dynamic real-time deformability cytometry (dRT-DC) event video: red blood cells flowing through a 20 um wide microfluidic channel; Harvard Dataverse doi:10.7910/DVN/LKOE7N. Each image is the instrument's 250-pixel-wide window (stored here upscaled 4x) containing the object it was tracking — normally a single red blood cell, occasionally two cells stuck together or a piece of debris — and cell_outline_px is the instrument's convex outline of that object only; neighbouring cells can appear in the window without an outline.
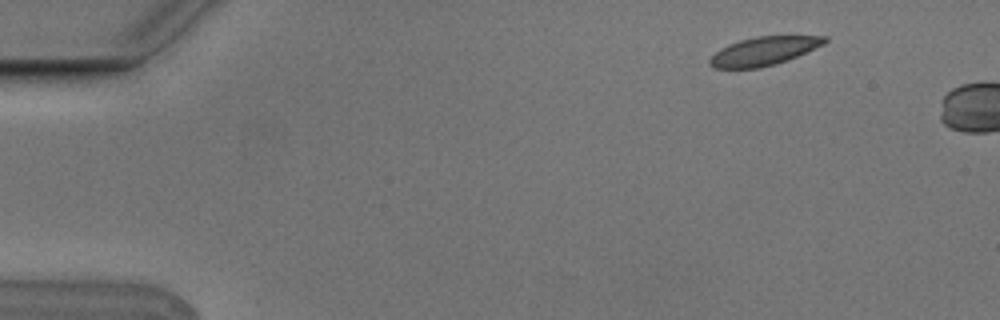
{"species": "Egyptian fruit bat (a non-hibernating species)", "species_latin": "Rousettus aegyptiacus", "temperature_condition": "cold", "stored_images_in_passage": 2, "camera_frame_rate_fps": 3000, "um_per_image_px": 0.085, "animal": {"sex": "male"}, "frame": {"image": 1, "passage_image": 1, "time_ms": 0.0, "image_size_px": [1000, 320], "cell_outline_px": [[828, 40], [824, 44], [788, 60], [776, 64], [760, 68], [712, 68], [708, 64], [708, 60], [720, 48], [728, 44], [740, 40], [756, 36], [828, 36]], "centroid_in_image_um": [64.9, 4.35], "position_along_channel_um": 20.1, "area_um2": 19.13}}